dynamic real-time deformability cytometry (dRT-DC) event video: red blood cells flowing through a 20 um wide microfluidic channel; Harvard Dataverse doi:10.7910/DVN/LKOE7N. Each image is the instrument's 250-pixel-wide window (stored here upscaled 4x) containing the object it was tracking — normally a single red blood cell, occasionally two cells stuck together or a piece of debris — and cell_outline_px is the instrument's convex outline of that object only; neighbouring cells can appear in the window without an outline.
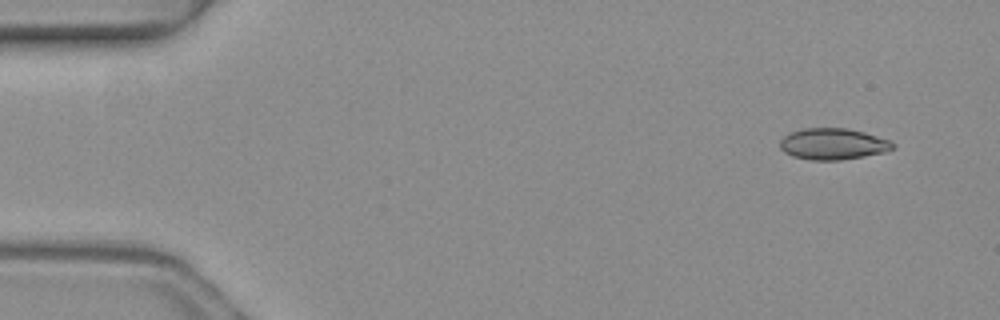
{"species": "common noctule bat (a hibernating species)", "species_latin": "Nyctalus noctula", "temperature_condition": "warm", "stored_images_in_passage": 3, "camera_frame_rate_fps": 3000, "um_per_image_px": 0.085, "animal": {"sex": "female", "body_mass_g": 19.3, "forearm_length_mm": 54.1}, "frame": {"image": 1, "passage_image": 1, "time_ms": 0.0, "image_size_px": [1000, 320], "cell_outline_px": [[896, 148], [884, 152], [864, 156], [840, 160], [812, 160], [792, 156], [784, 152], [780, 148], [780, 140], [784, 136], [792, 132], [804, 128], [848, 128], [864, 132], [892, 140], [896, 144]], "centroid_in_image_um": [70.85, 12.23], "position_along_channel_um": 14.2, "area_um2": 20.75}}